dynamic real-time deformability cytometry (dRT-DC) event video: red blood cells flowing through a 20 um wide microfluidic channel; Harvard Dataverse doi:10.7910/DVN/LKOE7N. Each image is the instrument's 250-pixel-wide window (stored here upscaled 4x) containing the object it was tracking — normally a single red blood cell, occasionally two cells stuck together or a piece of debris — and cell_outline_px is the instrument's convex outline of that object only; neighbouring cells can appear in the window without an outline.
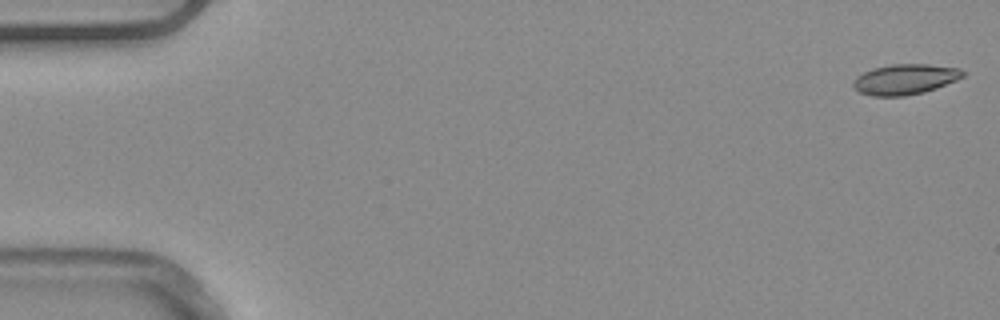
{"species": "common noctule bat (a hibernating species)", "species_latin": "Nyctalus noctula", "temperature_condition": "warm", "stored_images_in_passage": 52, "camera_frame_rate_fps": 3000, "um_per_image_px": 0.085, "animal": {"sex": "male", "body_mass_g": 20.4}, "frame": {"image": 1, "passage_image": 1, "time_ms": 0.0, "image_size_px": [1000, 320], "cell_outline_px": [[968, 72], [964, 76], [956, 80], [936, 88], [924, 92], [904, 96], [872, 96], [860, 92], [852, 84], [856, 76], [872, 68], [892, 64], [928, 64], [960, 68]], "centroid_in_image_um": [76.96, 6.73], "position_along_channel_um": 8.0, "area_um2": 19.48}}
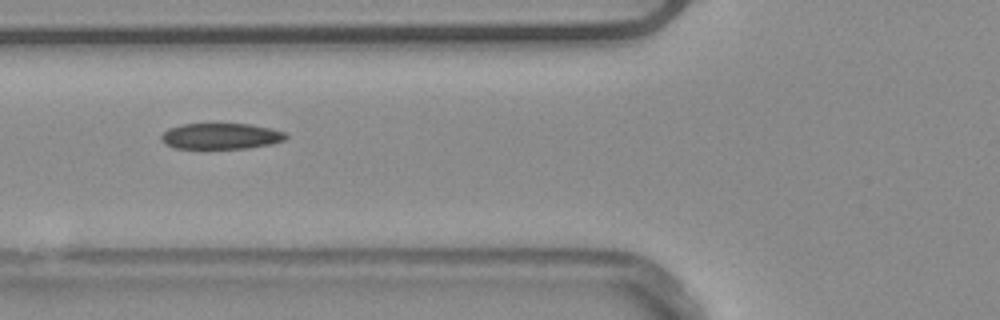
{"frame": {"image": 2, "passage_image": 20, "time_ms": 6.333, "image_size_px": [1000, 320], "cell_outline_px": [[288, 136], [284, 140], [272, 144], [248, 148], [176, 148], [164, 144], [160, 140], [160, 136], [168, 128], [180, 124], [248, 124], [272, 128], [284, 132]], "centroid_in_image_um": [18.76, 11.57], "position_along_channel_um": 107.0, "area_um2": 18.9}}
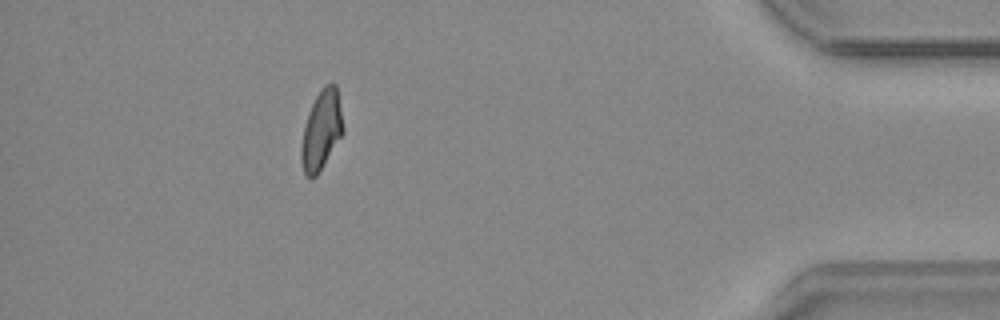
{"frame": {"image": 3, "passage_image": 47, "time_ms": 15.333, "image_size_px": [1000, 320], "cell_outline_px": [[344, 132], [320, 172], [316, 176], [304, 176], [300, 160], [300, 148], [304, 128], [308, 112], [316, 96], [324, 84], [336, 84], [344, 128]], "centroid_in_image_um": [27.31, 11.1], "position_along_channel_um": 407.9, "area_um2": 19.42}, "authors_computed_cell_mechanics": {"area_um2": 19.5942, "velocity_mm_per_s": 3.9086, "shape_relaxation_time_tau1_ms": null, "shape_relaxation_time_tau2_ms": 2.674, "deformation_change_tau1": null, "deformation_change_tau2": 0.0775}}